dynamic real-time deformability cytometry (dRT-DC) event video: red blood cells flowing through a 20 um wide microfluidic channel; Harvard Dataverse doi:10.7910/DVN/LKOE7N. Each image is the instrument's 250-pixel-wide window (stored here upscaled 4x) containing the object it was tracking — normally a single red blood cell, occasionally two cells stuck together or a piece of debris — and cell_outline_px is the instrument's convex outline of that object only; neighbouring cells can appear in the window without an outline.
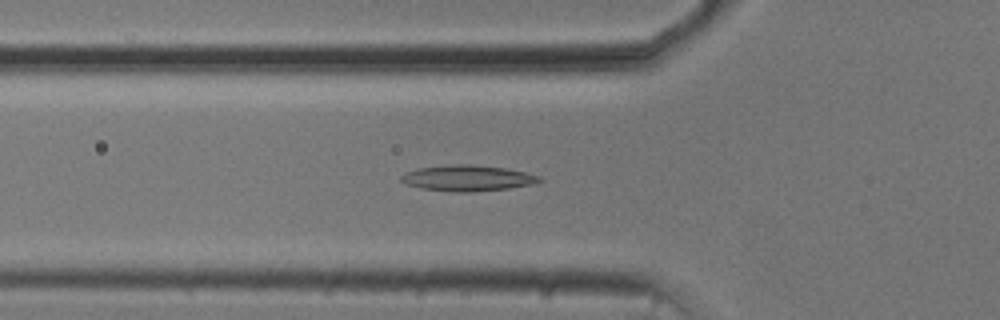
{"species": "common noctule bat (a hibernating species)", "species_latin": "Nyctalus noctula", "temperature_condition": "cold", "stored_images_in_passage": 37, "camera_frame_rate_fps": 3000, "um_per_image_px": 0.085, "animal": {"sex": "male", "body_mass_g": 20.5, "forearm_length_mm": 52.5}, "frame": {"image": 1, "passage_image": 2, "time_ms": 0.333, "image_size_px": [1000, 320], "cell_outline_px": [[544, 180], [532, 184], [508, 188], [468, 192], [456, 192], [420, 188], [404, 184], [400, 180], [400, 176], [408, 172], [420, 168], [452, 164], [472, 164], [504, 168], [524, 172], [540, 176]], "centroid_in_image_um": [39.73, 15.14], "position_along_channel_um": 86.1, "area_um2": 20.69}}
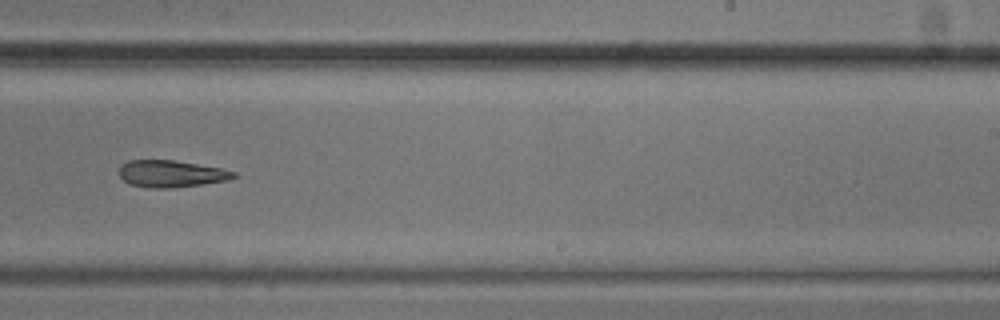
{"frame": {"image": 2, "passage_image": 17, "time_ms": 5.333, "image_size_px": [1000, 320], "cell_outline_px": [[236, 176], [228, 180], [172, 188], [152, 188], [128, 184], [120, 176], [120, 168], [128, 160], [176, 160], [220, 168], [236, 172]], "centroid_in_image_um": [14.54, 14.77], "position_along_channel_um": 274.5, "area_um2": 17.8}}
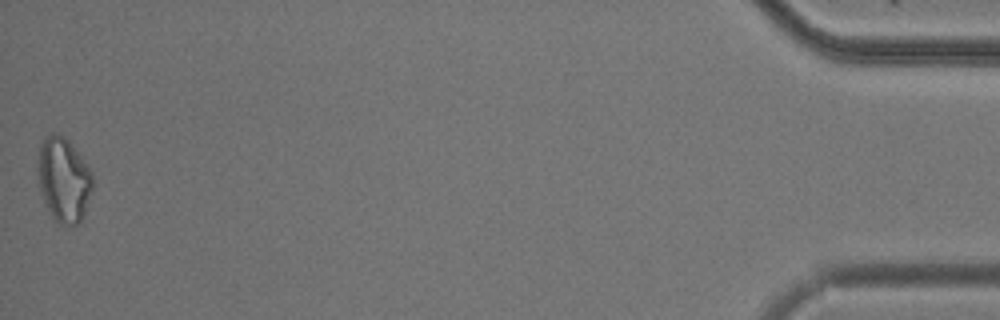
{"frame": {"image": 3, "passage_image": 37, "time_ms": 12.0, "image_size_px": [1000, 320], "cell_outline_px": [[92, 188], [84, 216], [76, 224], [60, 224], [52, 216], [44, 204], [40, 192], [36, 168], [40, 140], [48, 132], [56, 132], [64, 136], [68, 140], [92, 172]], "centroid_in_image_um": [5.36, 15.22], "position_along_channel_um": 429.8, "area_um2": 27.34}}